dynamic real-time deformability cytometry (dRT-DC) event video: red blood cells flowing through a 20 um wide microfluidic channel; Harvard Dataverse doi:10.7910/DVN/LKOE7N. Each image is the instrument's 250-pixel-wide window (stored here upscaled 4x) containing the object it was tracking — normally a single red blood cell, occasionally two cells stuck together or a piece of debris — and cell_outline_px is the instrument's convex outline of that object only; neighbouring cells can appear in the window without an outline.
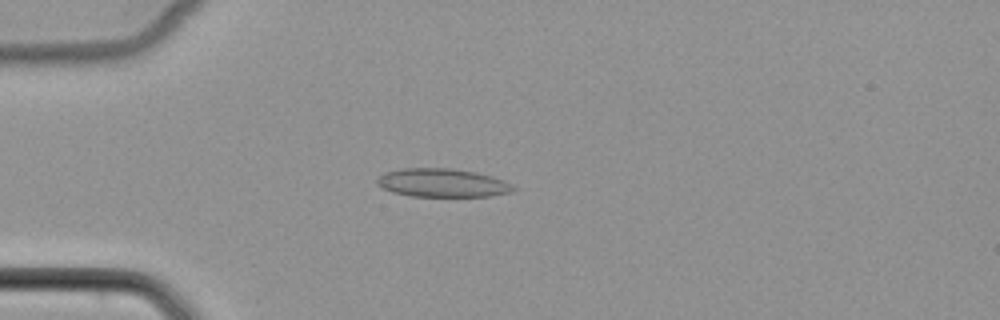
{"species": "common noctule bat (a hibernating species)", "species_latin": "Nyctalus noctula", "temperature_condition": "cold", "stored_images_in_passage": 51, "camera_frame_rate_fps": 3000, "um_per_image_px": 0.085, "animal": {"sex": "female", "body_mass_g": 22.7, "forearm_length_mm": 54.2}, "frame": {"image": 1, "passage_image": 14, "time_ms": 4.333, "image_size_px": [1000, 320], "cell_outline_px": [[520, 188], [512, 192], [488, 196], [412, 196], [392, 192], [380, 188], [376, 184], [376, 180], [384, 172], [404, 168], [452, 168], [476, 172], [492, 176], [512, 184]], "centroid_in_image_um": [37.61, 15.54], "position_along_channel_um": 47.4, "area_um2": 22.77}}
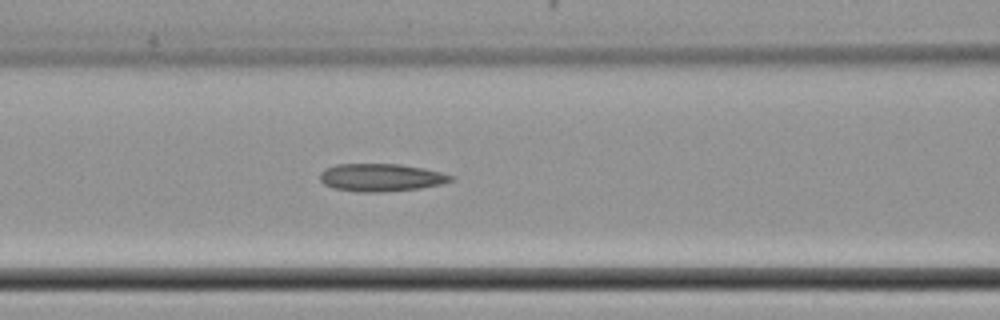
{"frame": {"image": 2, "passage_image": 22, "time_ms": 7.0, "image_size_px": [1000, 320], "cell_outline_px": [[456, 180], [440, 184], [420, 188], [376, 192], [356, 192], [332, 188], [324, 184], [320, 180], [320, 172], [324, 168], [336, 164], [400, 164], [424, 168], [456, 176]], "centroid_in_image_um": [32.38, 15.08], "position_along_channel_um": 134.2, "area_um2": 21.33}}
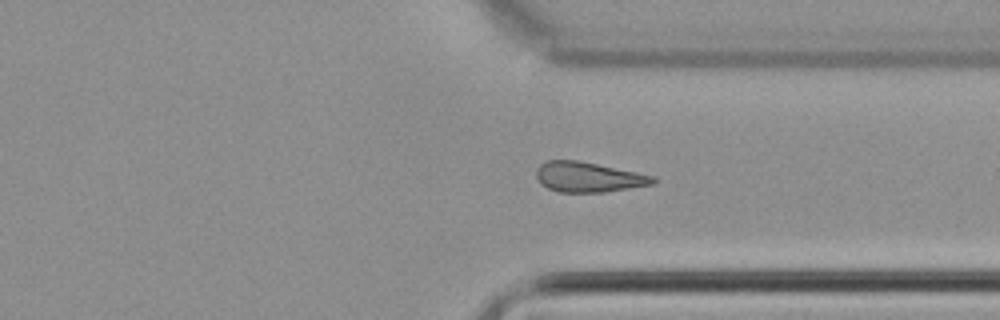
{"frame": {"image": 3, "passage_image": 39, "time_ms": 12.667, "image_size_px": [1000, 320], "cell_outline_px": [[656, 180], [652, 184], [604, 192], [560, 192], [548, 188], [540, 184], [536, 176], [536, 168], [540, 164], [548, 160], [576, 160], [656, 176]], "centroid_in_image_um": [49.97, 15.05], "position_along_channel_um": 361.4, "area_um2": 20.29}}